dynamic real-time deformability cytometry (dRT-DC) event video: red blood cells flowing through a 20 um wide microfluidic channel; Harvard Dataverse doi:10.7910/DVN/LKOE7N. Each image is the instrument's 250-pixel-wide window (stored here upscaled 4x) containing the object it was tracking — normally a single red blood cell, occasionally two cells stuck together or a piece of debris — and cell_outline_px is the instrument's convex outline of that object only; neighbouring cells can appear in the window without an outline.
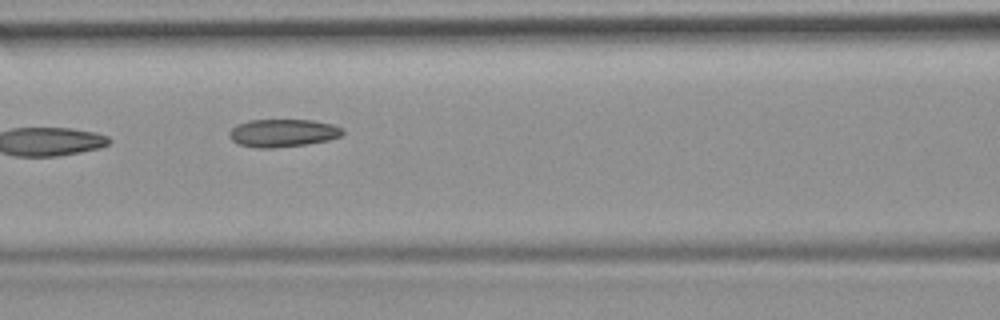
{"species": "common noctule bat (a hibernating species)", "species_latin": "Nyctalus noctula", "temperature_condition": "room temperature", "stored_images_in_passage": 5, "camera_frame_rate_fps": 3000, "um_per_image_px": 0.085, "animal": {"sex": "female", "body_mass_g": 19.9}, "frame": {"image": 1, "passage_image": 4, "time_ms": 4.333, "image_size_px": [1000, 320], "cell_outline_px": [[344, 132], [340, 136], [328, 140], [308, 144], [272, 148], [256, 148], [240, 144], [232, 140], [228, 136], [228, 132], [236, 124], [248, 120], [312, 120], [332, 124], [344, 128]], "centroid_in_image_um": [24.03, 11.3], "position_along_channel_um": 142.6, "area_um2": 18.5}}